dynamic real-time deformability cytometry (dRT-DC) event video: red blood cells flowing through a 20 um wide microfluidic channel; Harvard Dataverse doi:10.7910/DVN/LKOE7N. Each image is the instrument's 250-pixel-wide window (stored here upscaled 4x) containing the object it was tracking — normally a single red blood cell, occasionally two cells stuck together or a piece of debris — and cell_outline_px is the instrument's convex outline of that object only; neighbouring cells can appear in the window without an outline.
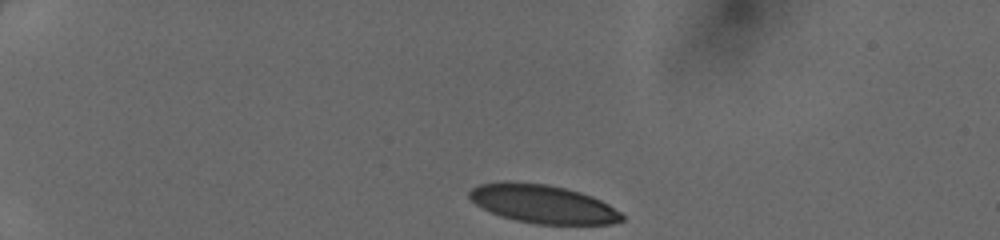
{"species": "human", "species_latin": "Homo sapiens", "temperature_condition": "cold", "stored_images_in_passage": 33, "camera_frame_rate_fps": 3000, "um_per_image_px": 0.085, "donor": {"sex": "female"}, "frame": {"image": 1, "passage_image": 1, "time_ms": 0.0, "image_size_px": [1000, 240], "cell_outline_px": [[624, 220], [612, 224], [536, 224], [516, 220], [500, 216], [476, 204], [468, 196], [468, 192], [472, 188], [480, 184], [504, 180], [508, 180], [548, 184], [580, 192], [592, 196], [608, 204], [620, 212], [624, 216]], "centroid_in_image_um": [46.13, 17.32], "position_along_channel_um": 38.9, "area_um2": 34.28}}
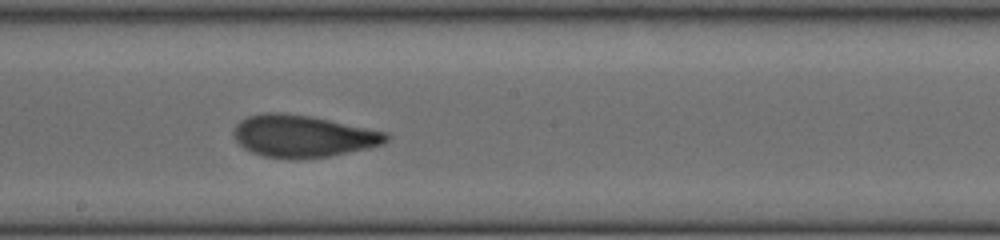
{"frame": {"image": 2, "passage_image": 19, "time_ms": 6.0, "image_size_px": [1000, 240], "cell_outline_px": [[388, 140], [384, 144], [368, 148], [328, 156], [292, 160], [288, 160], [264, 156], [252, 152], [244, 148], [232, 136], [232, 132], [236, 124], [240, 120], [248, 116], [264, 112], [280, 112], [312, 116], [388, 132]], "centroid_in_image_um": [25.72, 11.57], "position_along_channel_um": 222.5, "area_um2": 37.74}}
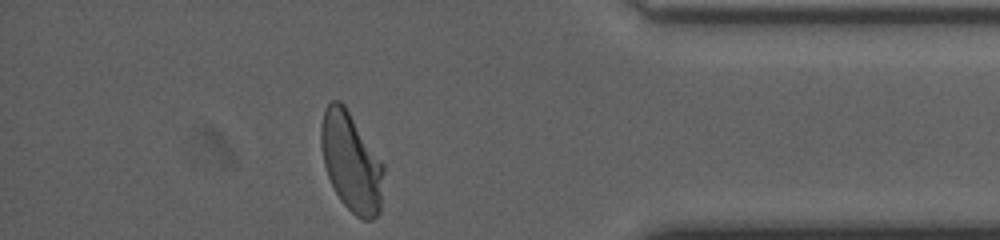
{"frame": {"image": 3, "passage_image": 33, "time_ms": 10.667, "image_size_px": [1000, 240], "cell_outline_px": [[384, 168], [380, 212], [372, 220], [364, 220], [356, 216], [340, 200], [328, 176], [324, 164], [320, 144], [320, 124], [324, 108], [332, 100], [340, 100], [344, 104], [384, 164]], "centroid_in_image_um": [29.84, 13.76], "position_along_channel_um": 405.4, "area_um2": 36.18}}